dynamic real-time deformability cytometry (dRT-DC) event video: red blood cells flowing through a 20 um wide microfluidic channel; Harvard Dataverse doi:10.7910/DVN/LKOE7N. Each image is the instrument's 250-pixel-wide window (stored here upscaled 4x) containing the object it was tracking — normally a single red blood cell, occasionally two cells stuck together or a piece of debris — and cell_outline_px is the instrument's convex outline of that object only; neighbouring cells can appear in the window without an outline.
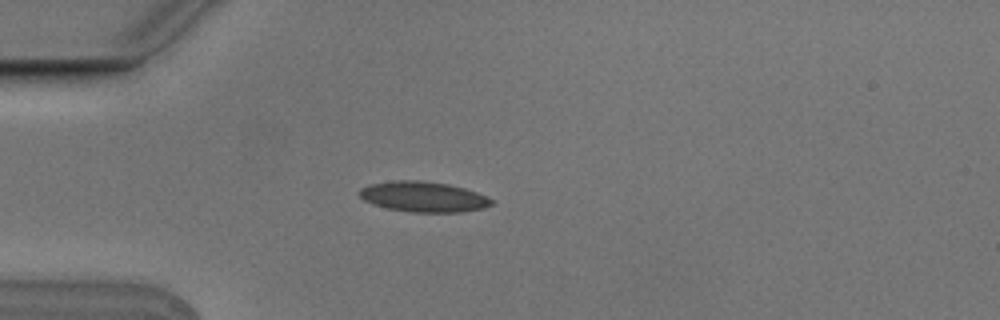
{"species": "Egyptian fruit bat (a non-hibernating species)", "species_latin": "Rousettus aegyptiacus", "temperature_condition": "cold", "stored_images_in_passage": 7, "camera_frame_rate_fps": 3000, "um_per_image_px": 0.085, "animal": {"sex": "male"}, "frame": {"image": 1, "passage_image": 3, "time_ms": 0.667, "image_size_px": [1000, 320], "cell_outline_px": [[492, 204], [484, 208], [464, 212], [408, 212], [388, 208], [372, 204], [364, 200], [356, 192], [360, 188], [368, 184], [392, 180], [420, 180], [448, 184], [464, 188], [488, 196], [492, 200]], "centroid_in_image_um": [35.96, 16.72], "position_along_channel_um": 49.0, "area_um2": 23.64}}
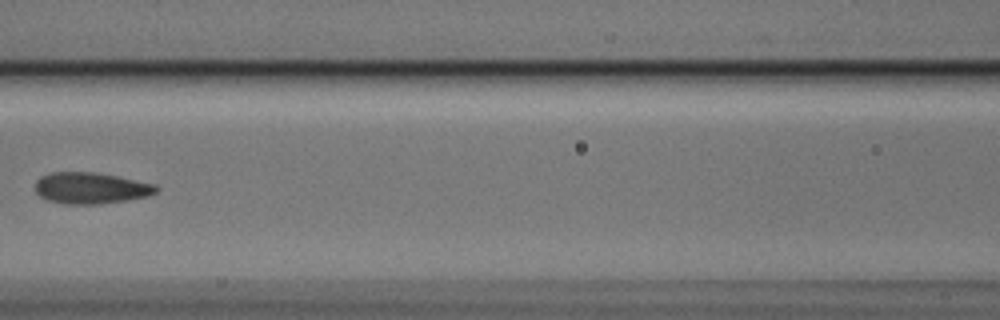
{"frame": {"image": 2, "passage_image": 6, "time_ms": 1.667, "image_size_px": [1000, 320], "cell_outline_px": [[160, 188], [156, 192], [148, 196], [128, 200], [100, 204], [64, 204], [48, 200], [40, 196], [36, 192], [36, 180], [40, 176], [52, 172], [92, 172], [116, 176], [156, 184]], "centroid_in_image_um": [7.73, 15.99], "position_along_channel_um": 158.9, "area_um2": 22.14}}
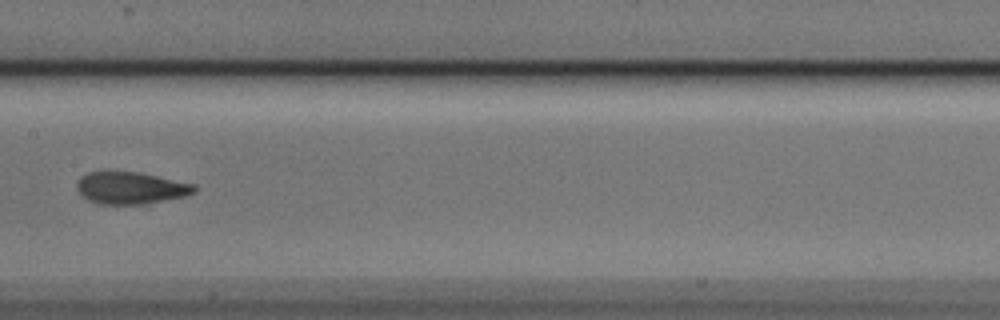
{"frame": {"image": 3, "passage_image": 7, "time_ms": 2.0, "image_size_px": [1000, 320], "cell_outline_px": [[196, 192], [184, 196], [144, 204], [96, 204], [88, 200], [76, 188], [76, 184], [88, 172], [108, 168], [140, 172], [196, 184]], "centroid_in_image_um": [11.09, 15.93], "position_along_channel_um": 196.3, "area_um2": 22.54}}